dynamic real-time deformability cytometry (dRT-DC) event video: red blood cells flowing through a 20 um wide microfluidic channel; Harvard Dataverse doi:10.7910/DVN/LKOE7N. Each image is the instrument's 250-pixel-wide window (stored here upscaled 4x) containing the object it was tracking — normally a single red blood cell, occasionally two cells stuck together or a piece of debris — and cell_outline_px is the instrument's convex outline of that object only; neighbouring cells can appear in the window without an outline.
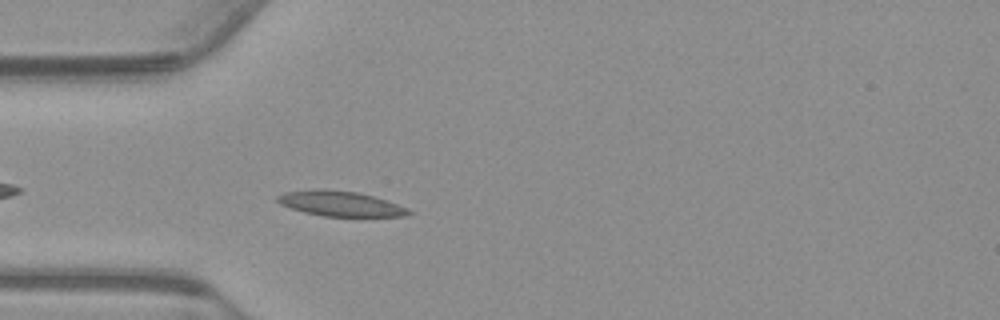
{"species": "common noctule bat (a hibernating species)", "species_latin": "Nyctalus noctula", "temperature_condition": "warm", "stored_images_in_passage": 43, "camera_frame_rate_fps": 3000, "um_per_image_px": 0.085, "animal": {"sex": "male", "body_mass_g": 23.1, "forearm_length_mm": 52.7}, "frame": {"image": 1, "passage_image": 4, "time_ms": 1.0, "image_size_px": [1000, 320], "cell_outline_px": [[412, 212], [404, 216], [324, 216], [304, 212], [280, 204], [276, 200], [276, 196], [284, 192], [324, 188], [356, 192], [372, 196], [408, 208]], "centroid_in_image_um": [28.88, 17.3], "position_along_channel_um": 56.1, "area_um2": 18.96}}
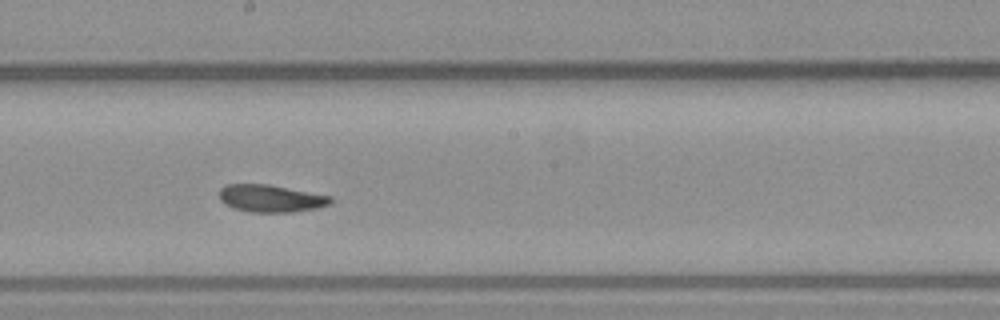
{"frame": {"image": 2, "passage_image": 18, "time_ms": 5.667, "image_size_px": [1000, 320], "cell_outline_px": [[332, 204], [316, 208], [292, 212], [252, 212], [232, 208], [224, 204], [220, 200], [220, 188], [228, 184], [268, 184], [332, 196]], "centroid_in_image_um": [23.02, 16.86], "position_along_channel_um": 225.2, "area_um2": 17.8}}
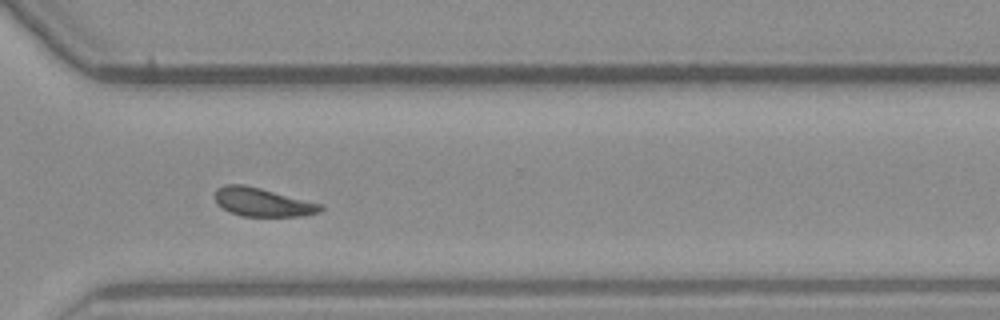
{"frame": {"image": 3, "passage_image": 28, "time_ms": 9.0, "image_size_px": [1000, 320], "cell_outline_px": [[324, 208], [320, 212], [304, 216], [240, 216], [216, 204], [216, 188], [224, 184], [244, 184], [260, 188], [320, 204]], "centroid_in_image_um": [22.29, 17.18], "position_along_channel_um": 348.3, "area_um2": 17.34}, "authors_computed_cell_mechanics": {"area_um2": 17.8602, "velocity_mm_per_s": 3.6976, "shape_relaxation_time_tau1_ms": 6.3735, "shape_relaxation_time_tau2_ms": null, "deformation_change_tau1": 0.1488, "deformation_change_tau2": null}}